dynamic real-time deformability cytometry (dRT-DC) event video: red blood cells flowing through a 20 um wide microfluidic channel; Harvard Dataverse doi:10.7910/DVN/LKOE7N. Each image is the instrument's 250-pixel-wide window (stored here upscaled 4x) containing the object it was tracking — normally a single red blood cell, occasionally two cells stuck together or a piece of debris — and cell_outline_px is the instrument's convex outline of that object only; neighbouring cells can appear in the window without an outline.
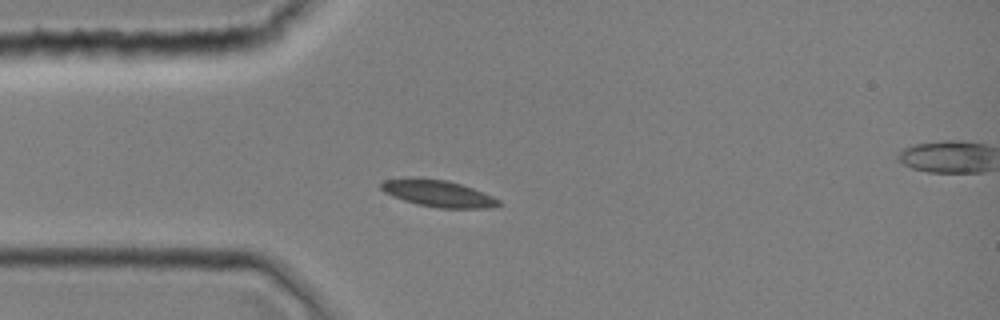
{"species": "common noctule bat (a hibernating species)", "species_latin": "Nyctalus noctula", "temperature_condition": "room temperature", "stored_images_in_passage": 2, "camera_frame_rate_fps": 3000, "um_per_image_px": 0.085, "animal": {"sex": "female", "body_mass_g": 19.0, "forearm_length_mm": 51.5}, "frame": {"image": 1, "passage_image": 1, "time_ms": 0.0, "image_size_px": [1000, 320], "cell_outline_px": [[500, 204], [488, 208], [440, 208], [416, 204], [392, 196], [384, 192], [380, 188], [380, 184], [384, 180], [408, 176], [412, 176], [444, 180], [460, 184], [472, 188], [492, 196], [500, 200]], "centroid_in_image_um": [37.16, 16.42], "position_along_channel_um": 47.8, "area_um2": 18.38}}